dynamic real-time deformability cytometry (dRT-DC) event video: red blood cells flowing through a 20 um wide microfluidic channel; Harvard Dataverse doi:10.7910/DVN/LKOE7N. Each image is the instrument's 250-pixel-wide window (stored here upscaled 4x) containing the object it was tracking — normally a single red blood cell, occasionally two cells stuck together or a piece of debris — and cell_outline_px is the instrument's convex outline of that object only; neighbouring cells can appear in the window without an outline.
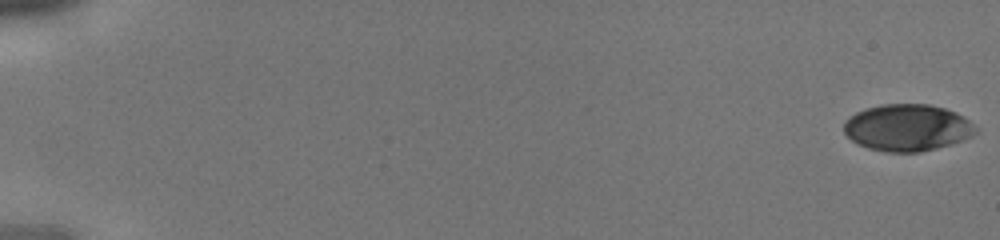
{"species": "human", "species_latin": "Homo sapiens", "temperature_condition": "cold", "stored_images_in_passage": 43, "camera_frame_rate_fps": 3000, "um_per_image_px": 0.085, "donor": {"sex": "male"}, "frame": {"image": 1, "passage_image": 1, "time_ms": 0.0, "image_size_px": [1000, 240], "cell_outline_px": [[976, 132], [972, 136], [964, 140], [952, 144], [920, 152], [888, 152], [868, 148], [856, 144], [844, 132], [844, 120], [856, 112], [864, 108], [880, 104], [928, 104], [944, 108], [956, 112], [964, 116], [976, 128]], "centroid_in_image_um": [77.11, 10.85], "position_along_channel_um": 7.9, "area_um2": 36.13}}
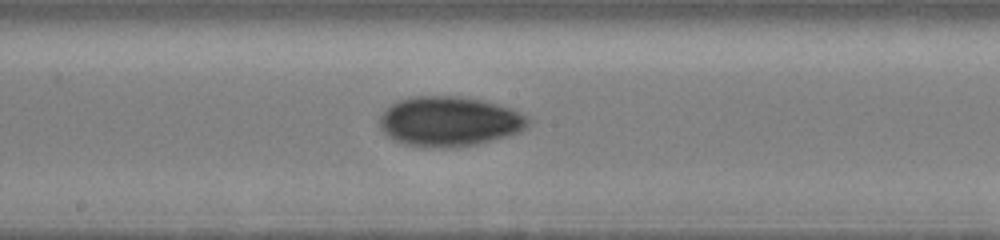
{"frame": {"image": 2, "passage_image": 25, "time_ms": 8.0, "image_size_px": [1000, 240], "cell_outline_px": [[532, 120], [520, 132], [476, 144], [452, 148], [448, 148], [404, 144], [392, 140], [380, 128], [380, 116], [392, 104], [400, 100], [412, 96], [456, 96], [484, 100], [512, 108], [528, 116]], "centroid_in_image_um": [38.22, 10.31], "position_along_channel_um": 210.0, "area_um2": 43.06}}
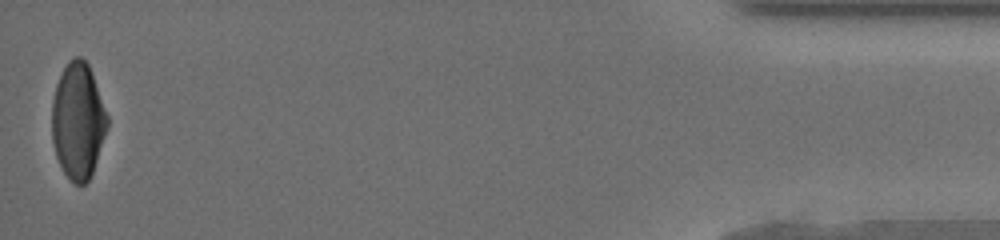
{"frame": {"image": 3, "passage_image": 43, "time_ms": 14.0, "image_size_px": [1000, 240], "cell_outline_px": [[108, 128], [92, 172], [88, 180], [84, 184], [76, 184], [64, 172], [56, 156], [52, 140], [52, 100], [56, 84], [68, 60], [76, 56], [80, 56], [88, 64], [92, 72], [108, 116]], "centroid_in_image_um": [6.63, 10.24], "position_along_channel_um": 428.6, "area_um2": 37.34}}